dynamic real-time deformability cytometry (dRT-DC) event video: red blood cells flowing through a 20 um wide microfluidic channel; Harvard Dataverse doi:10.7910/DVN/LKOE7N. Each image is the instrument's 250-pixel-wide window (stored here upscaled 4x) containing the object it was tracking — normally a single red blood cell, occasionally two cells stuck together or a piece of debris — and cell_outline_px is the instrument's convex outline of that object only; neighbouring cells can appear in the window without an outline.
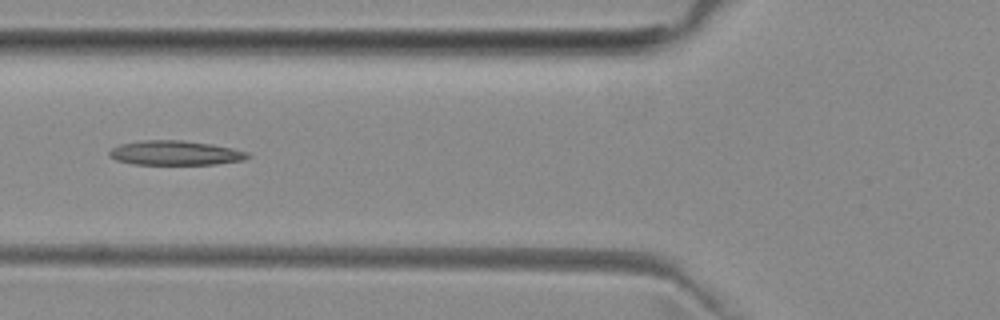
{"species": "common noctule bat (a hibernating species)", "species_latin": "Nyctalus noctula", "temperature_condition": "room temperature", "stored_images_in_passage": 5, "camera_frame_rate_fps": 3000, "um_per_image_px": 0.085, "animal": {"sex": "female", "body_mass_g": 29.2, "forearm_length_mm": 56.3}, "frame": {"image": 1, "passage_image": 5, "time_ms": 4.667, "image_size_px": [1000, 320], "cell_outline_px": [[252, 156], [244, 160], [216, 164], [132, 164], [116, 160], [108, 156], [108, 152], [112, 148], [120, 144], [144, 140], [184, 140], [212, 144], [232, 148], [248, 152]], "centroid_in_image_um": [14.9, 13.0], "position_along_channel_um": 110.9, "area_um2": 19.83}}